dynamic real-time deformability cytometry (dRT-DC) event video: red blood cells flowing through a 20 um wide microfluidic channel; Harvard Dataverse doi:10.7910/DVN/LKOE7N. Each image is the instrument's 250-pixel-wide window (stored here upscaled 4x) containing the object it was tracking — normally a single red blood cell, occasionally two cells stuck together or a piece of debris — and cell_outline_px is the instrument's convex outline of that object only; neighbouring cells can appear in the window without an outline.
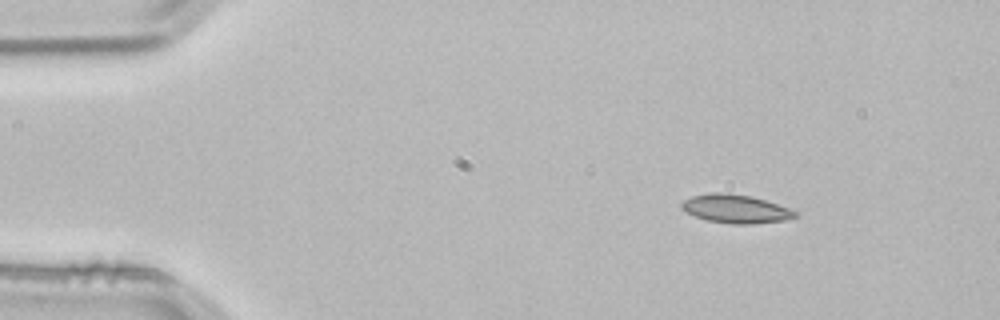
{"species": "common noctule bat (a hibernating species)", "species_latin": "Nyctalus noctula", "temperature_condition": "room temperature", "stored_images_in_passage": 2, "camera_frame_rate_fps": 3000, "um_per_image_px": 0.085, "animal": {"sex": "male", "body_mass_g": 21.5, "forearm_length_mm": 52.0}, "frame": {"image": 1, "passage_image": 1, "time_ms": 0.0, "image_size_px": [1000, 320], "cell_outline_px": [[796, 216], [784, 220], [752, 224], [732, 224], [708, 220], [684, 212], [680, 208], [680, 204], [684, 200], [692, 196], [716, 192], [724, 192], [752, 196], [788, 208], [796, 212]], "centroid_in_image_um": [62.47, 17.75], "position_along_channel_um": 22.5, "area_um2": 18.67}}